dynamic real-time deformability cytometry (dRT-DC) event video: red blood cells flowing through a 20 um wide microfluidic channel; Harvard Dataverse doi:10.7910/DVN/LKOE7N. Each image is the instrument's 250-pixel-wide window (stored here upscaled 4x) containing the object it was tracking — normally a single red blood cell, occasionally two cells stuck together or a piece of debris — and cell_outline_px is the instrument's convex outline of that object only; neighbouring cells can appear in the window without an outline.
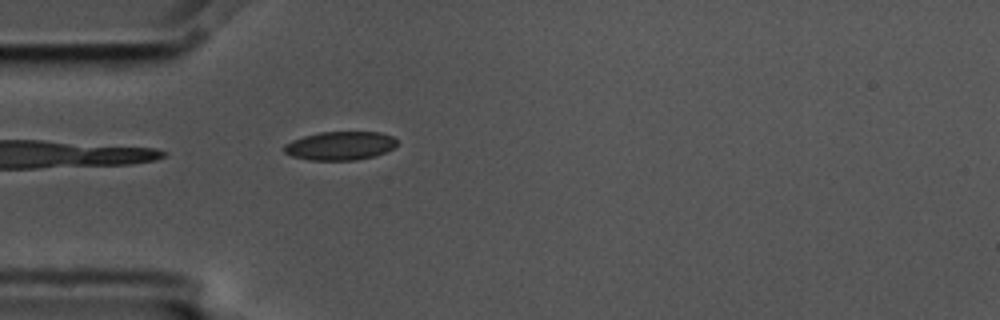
{"species": "common noctule bat (a hibernating species)", "species_latin": "Nyctalus noctula", "temperature_condition": "cold", "stored_images_in_passage": 4, "camera_frame_rate_fps": 3000, "um_per_image_px": 0.085, "animal": {"sex": "male", "body_mass_g": 17.5, "forearm_length_mm": 52.3}, "frame": {"image": 1, "passage_image": 4, "time_ms": 1.0, "image_size_px": [1000, 320], "cell_outline_px": [[396, 144], [392, 148], [376, 156], [356, 160], [308, 160], [292, 156], [284, 152], [284, 144], [292, 140], [304, 136], [320, 132], [380, 132], [392, 136], [396, 140]], "centroid_in_image_um": [28.89, 12.39], "position_along_channel_um": 56.1, "area_um2": 18.79}}